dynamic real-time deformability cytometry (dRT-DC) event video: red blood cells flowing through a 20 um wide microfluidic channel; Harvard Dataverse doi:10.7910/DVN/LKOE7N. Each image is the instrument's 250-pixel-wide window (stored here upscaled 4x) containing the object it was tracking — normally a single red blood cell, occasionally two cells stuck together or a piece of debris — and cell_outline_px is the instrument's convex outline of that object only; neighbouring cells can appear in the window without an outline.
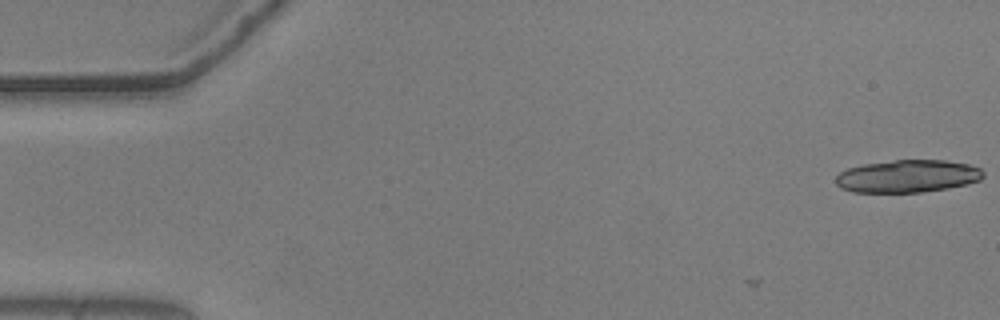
{"species": "common noctule bat (a hibernating species)", "species_latin": "Nyctalus noctula", "temperature_condition": "warm", "stored_images_in_passage": 5, "camera_frame_rate_fps": 3000, "um_per_image_px": 0.085, "animal": {"sex": "male", "body_mass_g": 20.5, "forearm_length_mm": 52.5}, "frame": {"image": 1, "passage_image": 1, "time_ms": 0.0, "image_size_px": [1000, 320], "cell_outline_px": [[984, 176], [980, 180], [948, 188], [920, 192], [852, 192], [840, 188], [836, 184], [836, 176], [840, 172], [848, 168], [864, 164], [896, 160], [948, 160], [968, 164], [980, 168], [984, 172]], "centroid_in_image_um": [77.14, 14.97], "position_along_channel_um": 7.9, "area_um2": 27.98}}